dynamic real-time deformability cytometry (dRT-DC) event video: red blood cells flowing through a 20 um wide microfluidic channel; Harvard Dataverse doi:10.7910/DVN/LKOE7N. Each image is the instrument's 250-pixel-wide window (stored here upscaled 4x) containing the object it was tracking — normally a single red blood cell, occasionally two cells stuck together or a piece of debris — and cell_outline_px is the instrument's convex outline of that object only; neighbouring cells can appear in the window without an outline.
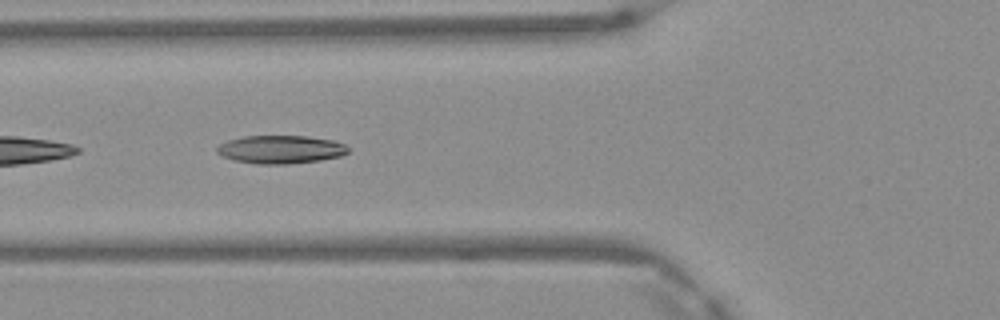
{"species": "Egyptian fruit bat (a non-hibernating species)", "species_latin": "Rousettus aegyptiacus", "temperature_condition": "warm", "stored_images_in_passage": 6, "camera_frame_rate_fps": 3000, "um_per_image_px": 0.085, "frame": {"image": 1, "passage_image": 4, "time_ms": 1.0, "image_size_px": [1000, 320], "cell_outline_px": [[348, 152], [340, 156], [320, 160], [288, 164], [256, 164], [236, 160], [224, 156], [216, 152], [216, 148], [220, 144], [228, 140], [244, 136], [308, 136], [332, 140], [344, 144], [348, 148]], "centroid_in_image_um": [23.85, 12.7], "position_along_channel_um": 101.9, "area_um2": 21.39}}
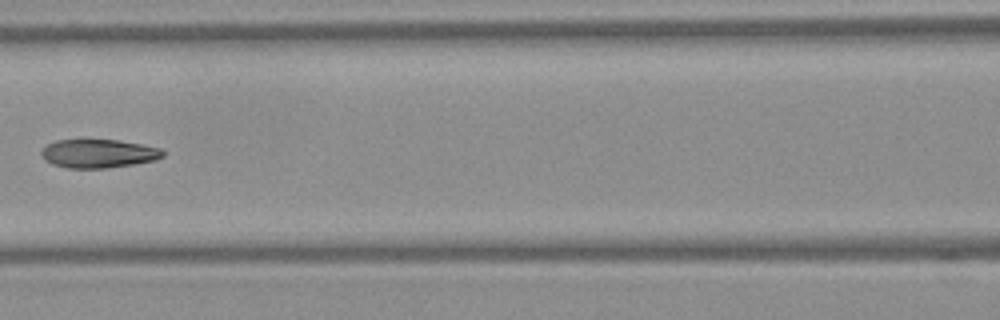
{"frame": {"image": 2, "passage_image": 5, "time_ms": 1.333, "image_size_px": [1000, 320], "cell_outline_px": [[164, 156], [156, 160], [108, 168], [68, 168], [52, 164], [44, 160], [40, 152], [48, 144], [56, 140], [84, 136], [120, 140], [144, 144], [160, 148], [164, 152]], "centroid_in_image_um": [8.34, 12.99], "position_along_channel_um": 158.3, "area_um2": 21.21}}
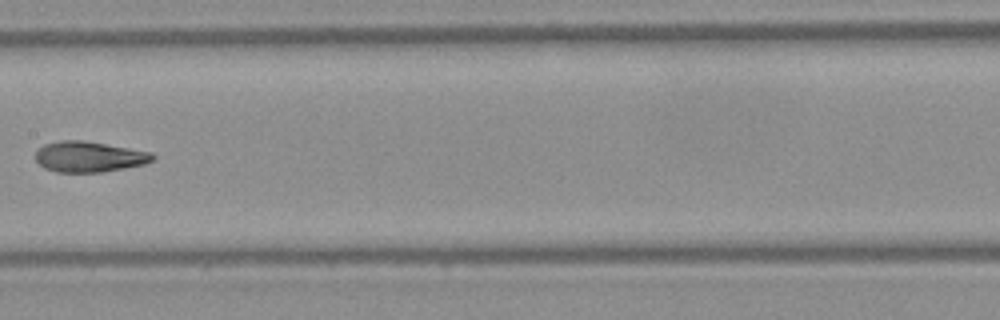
{"frame": {"image": 3, "passage_image": 6, "time_ms": 1.667, "image_size_px": [1000, 320], "cell_outline_px": [[156, 156], [152, 160], [144, 164], [104, 172], [56, 172], [44, 168], [36, 160], [36, 152], [44, 144], [60, 140], [84, 140], [152, 152]], "centroid_in_image_um": [7.57, 13.32], "position_along_channel_um": 199.8, "area_um2": 20.92}}